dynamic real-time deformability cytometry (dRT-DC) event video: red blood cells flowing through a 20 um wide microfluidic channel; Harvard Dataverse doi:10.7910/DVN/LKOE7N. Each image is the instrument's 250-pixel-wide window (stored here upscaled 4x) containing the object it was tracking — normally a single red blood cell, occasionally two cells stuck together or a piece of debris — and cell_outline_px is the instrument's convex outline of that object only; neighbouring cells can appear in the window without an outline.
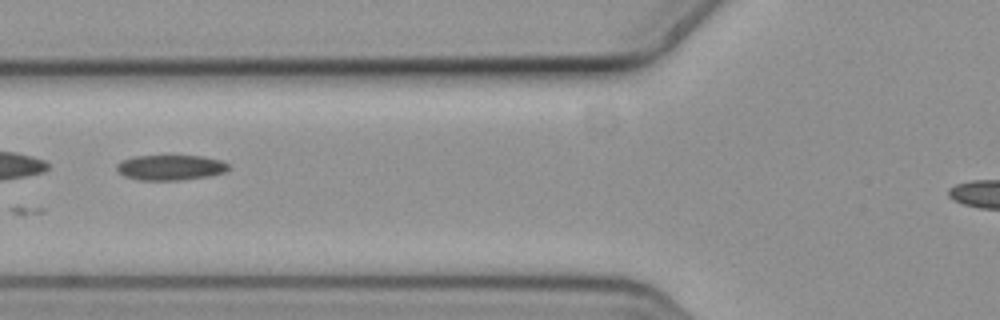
{"species": "common noctule bat (a hibernating species)", "species_latin": "Nyctalus noctula", "temperature_condition": "cold", "stored_images_in_passage": 5, "camera_frame_rate_fps": 3000, "um_per_image_px": 0.085, "animal": {"sex": "female", "body_mass_g": 19.3, "forearm_length_mm": 54.1}, "frame": {"image": 1, "passage_image": 3, "time_ms": 0.667, "image_size_px": [1000, 320], "cell_outline_px": [[228, 168], [224, 172], [212, 176], [180, 180], [136, 180], [124, 176], [116, 172], [116, 164], [120, 160], [132, 156], [204, 156], [220, 160], [228, 164]], "centroid_in_image_um": [14.43, 14.24], "position_along_channel_um": 111.4, "area_um2": 16.7}}